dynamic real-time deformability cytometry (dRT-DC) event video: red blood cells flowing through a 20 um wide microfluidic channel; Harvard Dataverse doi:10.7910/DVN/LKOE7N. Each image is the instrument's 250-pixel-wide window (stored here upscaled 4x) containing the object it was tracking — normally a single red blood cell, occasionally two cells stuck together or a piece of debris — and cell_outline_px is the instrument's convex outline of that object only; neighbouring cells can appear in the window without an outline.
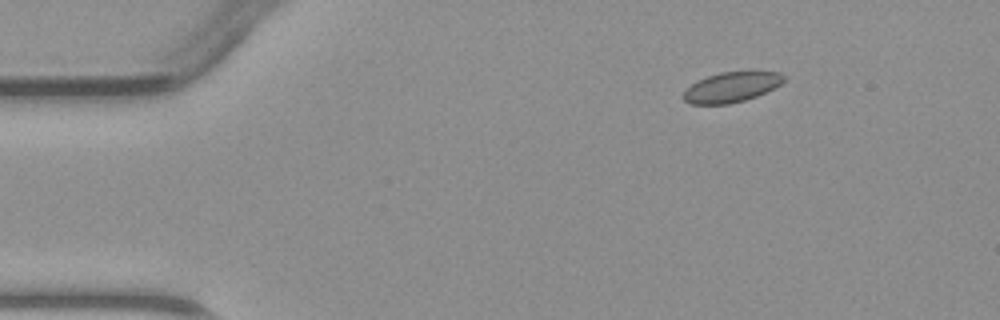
{"species": "common noctule bat (a hibernating species)", "species_latin": "Nyctalus noctula", "temperature_condition": "warm", "stored_images_in_passage": 4, "camera_frame_rate_fps": 3000, "um_per_image_px": 0.085, "animal": {"sex": "male", "body_mass_g": 23.1, "forearm_length_mm": 52.7}, "frame": {"image": 1, "passage_image": 2, "time_ms": 1.333, "image_size_px": [1000, 320], "cell_outline_px": [[784, 80], [780, 84], [756, 96], [744, 100], [728, 104], [692, 104], [684, 100], [680, 96], [696, 80], [720, 72], [780, 72], [784, 76]], "centroid_in_image_um": [62.12, 7.41], "position_along_channel_um": 22.9, "area_um2": 17.34}}